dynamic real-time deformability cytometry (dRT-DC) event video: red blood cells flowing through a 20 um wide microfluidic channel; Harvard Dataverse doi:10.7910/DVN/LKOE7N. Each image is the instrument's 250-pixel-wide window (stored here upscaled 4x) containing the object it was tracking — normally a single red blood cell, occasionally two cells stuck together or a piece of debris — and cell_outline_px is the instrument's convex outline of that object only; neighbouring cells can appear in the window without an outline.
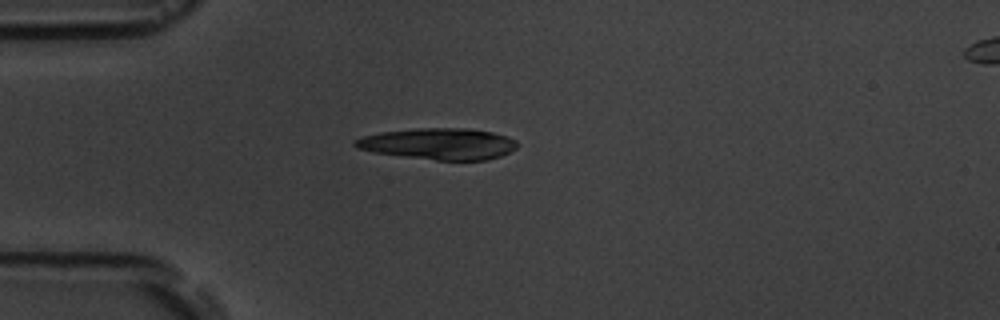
{"species": "common noctule bat (a hibernating species)", "species_latin": "Nyctalus noctula", "temperature_condition": "room temperature", "stored_images_in_passage": 7, "segment_of_instrument_passage": [2, 2], "camera_frame_rate_fps": 3000, "um_per_image_px": 0.085, "animal": {"sex": "male", "body_mass_g": 19.5, "forearm_length_mm": 54.6}, "frame": {"image": 1, "passage_image": 7, "time_ms": 6.667, "image_size_px": [1000, 320], "cell_outline_px": [[520, 144], [516, 148], [500, 156], [488, 160], [436, 160], [372, 152], [356, 148], [352, 144], [352, 140], [360, 136], [380, 132], [416, 128], [468, 128], [492, 132], [508, 136], [516, 140]], "centroid_in_image_um": [37.27, 12.22], "position_along_channel_um": 47.7, "area_um2": 29.94}}